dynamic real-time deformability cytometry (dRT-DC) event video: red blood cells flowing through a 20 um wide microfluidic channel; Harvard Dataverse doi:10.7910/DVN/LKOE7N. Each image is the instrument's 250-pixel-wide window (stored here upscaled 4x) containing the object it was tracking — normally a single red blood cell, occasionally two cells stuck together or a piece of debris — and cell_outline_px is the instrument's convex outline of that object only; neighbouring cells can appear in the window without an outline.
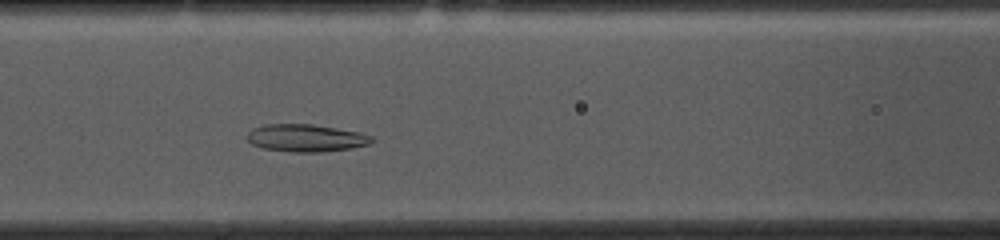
{"species": "common noctule bat (a hibernating species)", "species_latin": "Nyctalus noctula", "temperature_condition": "cold", "stored_images_in_passage": 40, "camera_frame_rate_fps": 3000, "um_per_image_px": 0.085, "animal": {"sex": "female", "body_mass_g": 10.0, "forearm_length_mm": 53.1}, "frame": {"image": 1, "passage_image": 17, "time_ms": 5.333, "image_size_px": [1000, 240], "cell_outline_px": [[376, 140], [368, 144], [352, 148], [320, 152], [292, 152], [264, 148], [252, 144], [248, 140], [248, 132], [252, 128], [264, 124], [312, 124], [360, 132], [372, 136]], "centroid_in_image_um": [26.02, 11.72], "position_along_channel_um": 140.6, "area_um2": 19.94}}
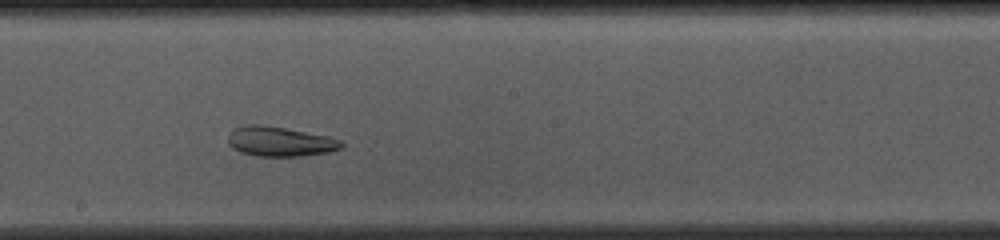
{"frame": {"image": 2, "passage_image": 24, "time_ms": 7.667, "image_size_px": [1000, 240], "cell_outline_px": [[344, 148], [328, 152], [300, 156], [256, 156], [240, 152], [232, 148], [228, 144], [228, 136], [236, 128], [244, 124], [260, 124], [284, 128], [328, 136], [340, 140], [344, 144]], "centroid_in_image_um": [23.79, 12.03], "position_along_channel_um": 224.4, "area_um2": 19.65}}
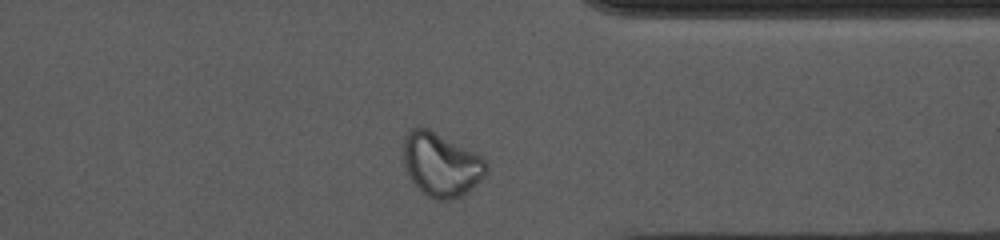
{"frame": {"image": 3, "passage_image": 37, "time_ms": 12.0, "image_size_px": [1000, 240], "cell_outline_px": [[488, 172], [476, 184], [460, 196], [448, 200], [436, 200], [428, 196], [416, 188], [404, 164], [400, 144], [408, 132], [416, 124], [428, 128], [476, 152], [488, 164]], "centroid_in_image_um": [37.45, 13.95], "position_along_channel_um": 373.9, "area_um2": 31.15}, "authors_computed_cell_mechanics": {"area_um2": 22.3686, "velocity_mm_per_s": 3.6041, "shape_relaxation_time_tau1_ms": null, "shape_relaxation_time_tau2_ms": 2.0559, "deformation_change_tau1": null, "deformation_change_tau2": 0.0886}}